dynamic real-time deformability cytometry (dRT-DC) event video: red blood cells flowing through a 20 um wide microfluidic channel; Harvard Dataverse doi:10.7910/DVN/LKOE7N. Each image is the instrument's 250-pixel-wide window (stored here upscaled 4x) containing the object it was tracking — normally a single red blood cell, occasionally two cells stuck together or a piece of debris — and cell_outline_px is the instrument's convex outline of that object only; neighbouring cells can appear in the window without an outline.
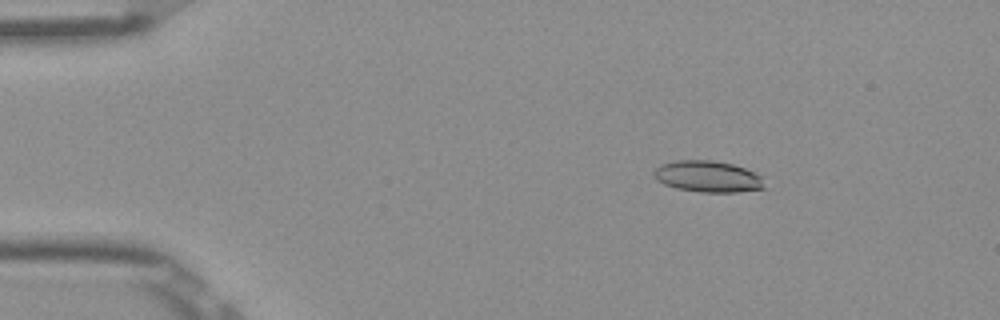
{"species": "Egyptian fruit bat (a non-hibernating species)", "species_latin": "Rousettus aegyptiacus", "temperature_condition": "room temperature", "stored_images_in_passage": 52, "camera_frame_rate_fps": 3000, "um_per_image_px": 0.085, "frame": {"image": 1, "passage_image": 8, "time_ms": 2.333, "image_size_px": [1000, 320], "cell_outline_px": [[768, 188], [740, 192], [700, 192], [676, 188], [664, 184], [656, 180], [652, 172], [660, 164], [676, 160], [712, 160], [732, 164], [756, 172], [760, 176]], "centroid_in_image_um": [60.18, 15.01], "position_along_channel_um": 24.8, "area_um2": 20.46}}
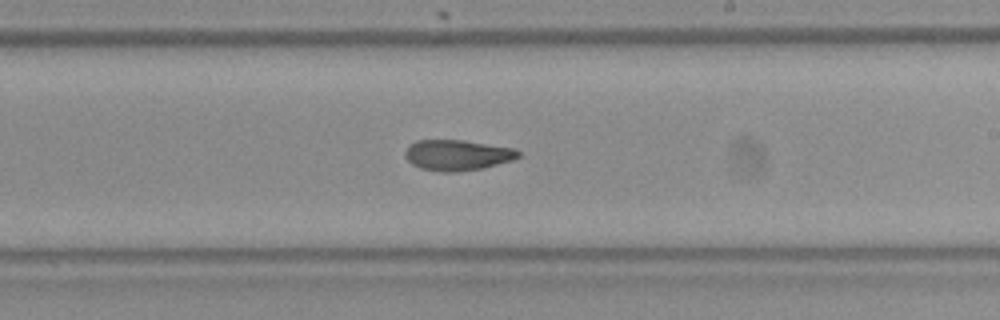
{"frame": {"image": 2, "passage_image": 31, "time_ms": 10.0, "image_size_px": [1000, 320], "cell_outline_px": [[520, 156], [512, 160], [484, 168], [456, 172], [440, 172], [420, 168], [412, 164], [404, 156], [404, 152], [408, 144], [416, 140], [464, 140], [516, 148], [520, 152]], "centroid_in_image_um": [38.86, 13.18], "position_along_channel_um": 250.1, "area_um2": 20.52}}
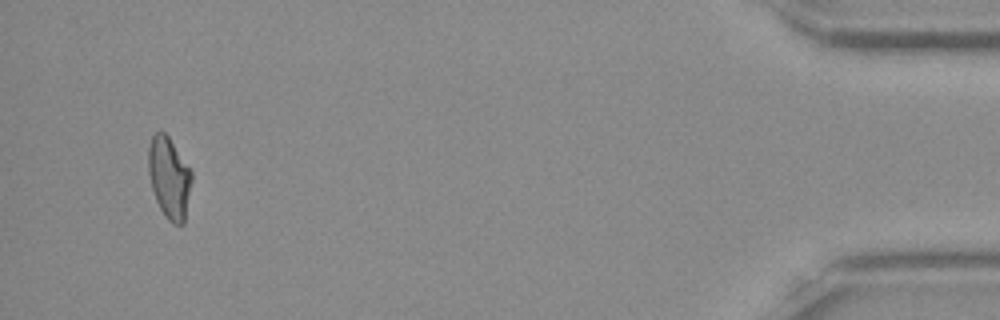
{"frame": {"image": 3, "passage_image": 50, "time_ms": 16.333, "image_size_px": [1000, 320], "cell_outline_px": [[192, 180], [184, 224], [172, 224], [164, 216], [156, 200], [152, 188], [148, 172], [148, 148], [152, 136], [156, 132], [164, 132], [168, 136], [192, 172]], "centroid_in_image_um": [14.38, 15.13], "position_along_channel_um": 420.8, "area_um2": 20.46}, "authors_computed_cell_mechanics": {"area_um2": 20.4612, "velocity_mm_per_s": 3.9047, "shape_relaxation_time_tau1_ms": null, "shape_relaxation_time_tau2_ms": 3.3552, "deformation_change_tau1": null, "deformation_change_tau2": 0.1}}